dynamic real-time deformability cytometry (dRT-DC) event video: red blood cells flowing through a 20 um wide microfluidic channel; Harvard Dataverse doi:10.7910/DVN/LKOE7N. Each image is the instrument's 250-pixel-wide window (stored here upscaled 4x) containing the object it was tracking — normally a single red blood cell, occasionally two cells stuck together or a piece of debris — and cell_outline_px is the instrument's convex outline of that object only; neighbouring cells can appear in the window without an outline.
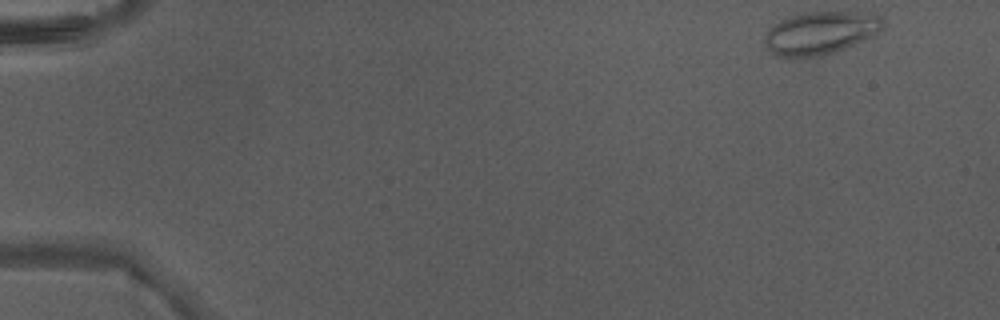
{"species": "Egyptian fruit bat (a non-hibernating species)", "species_latin": "Rousettus aegyptiacus", "temperature_condition": "warm", "stored_images_in_passage": 45, "camera_frame_rate_fps": 3000, "um_per_image_px": 0.085, "animal": {"sex": "male"}, "frame": {"image": 1, "passage_image": 1, "time_ms": 0.0, "image_size_px": [1000, 320], "cell_outline_px": [[884, 28], [872, 36], [844, 48], [820, 56], [788, 60], [776, 56], [764, 44], [764, 36], [772, 24], [788, 16], [804, 12], [844, 12], [876, 16], [884, 24]], "centroid_in_image_um": [69.61, 2.84], "position_along_channel_um": 15.4, "area_um2": 29.54}}
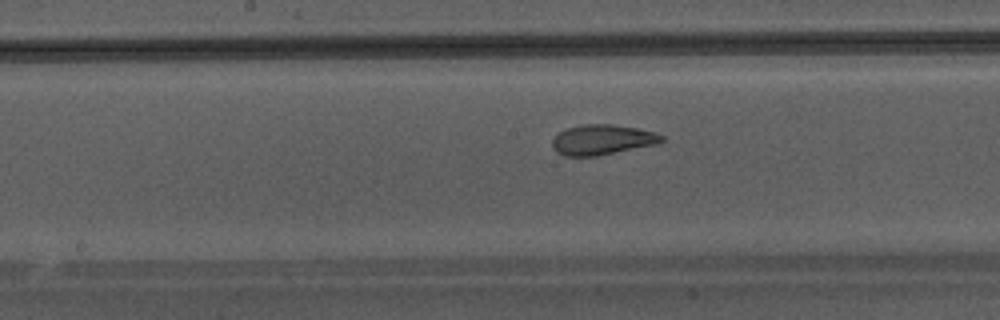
{"frame": {"image": 2, "passage_image": 23, "time_ms": 7.333, "image_size_px": [1000, 320], "cell_outline_px": [[664, 140], [660, 144], [596, 156], [568, 156], [556, 152], [552, 144], [552, 140], [560, 132], [568, 128], [580, 124], [612, 124], [636, 128], [656, 132], [664, 136]], "centroid_in_image_um": [51.24, 11.87], "position_along_channel_um": 197.0, "area_um2": 19.31}}
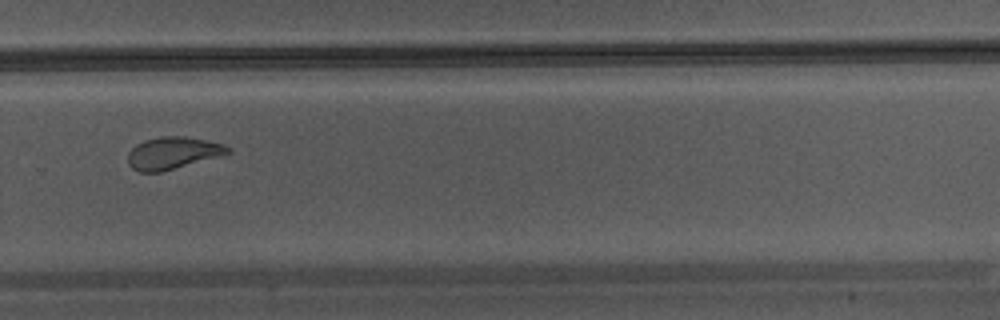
{"frame": {"image": 3, "passage_image": 31, "time_ms": 10.0, "image_size_px": [1000, 320], "cell_outline_px": [[232, 152], [160, 172], [140, 172], [132, 168], [128, 164], [128, 152], [136, 144], [144, 140], [160, 136], [184, 136], [224, 144], [232, 148]], "centroid_in_image_um": [14.66, 12.99], "position_along_channel_um": 315.1, "area_um2": 18.55}}